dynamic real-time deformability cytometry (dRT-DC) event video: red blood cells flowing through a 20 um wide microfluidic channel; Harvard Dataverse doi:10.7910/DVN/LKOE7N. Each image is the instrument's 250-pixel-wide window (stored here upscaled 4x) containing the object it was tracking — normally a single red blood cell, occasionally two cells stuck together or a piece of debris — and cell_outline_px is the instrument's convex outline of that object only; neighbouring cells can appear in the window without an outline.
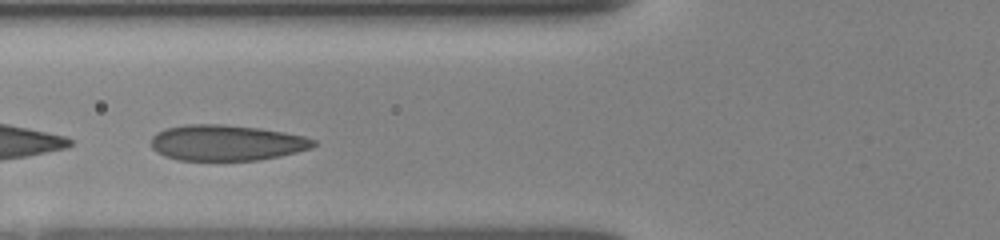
{"species": "human", "species_latin": "Homo sapiens", "temperature_condition": "room temperature", "stored_images_in_passage": 35, "camera_frame_rate_fps": 3000, "um_per_image_px": 0.085, "donor": {"sex": "female"}, "frame": {"image": 1, "passage_image": 11, "time_ms": 3.333, "image_size_px": [1000, 240], "cell_outline_px": [[316, 144], [312, 148], [296, 152], [256, 160], [176, 160], [164, 156], [156, 152], [152, 148], [152, 136], [156, 132], [164, 128], [184, 124], [224, 124], [260, 128], [284, 132], [304, 136], [316, 140]], "centroid_in_image_um": [19.21, 12.12], "position_along_channel_um": 106.6, "area_um2": 33.99}}
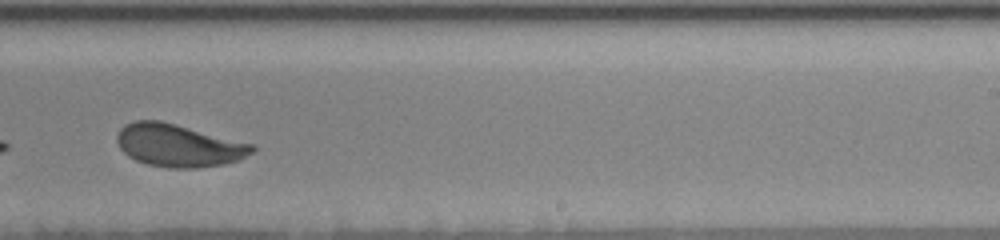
{"frame": {"image": 2, "passage_image": 24, "time_ms": 7.667, "image_size_px": [1000, 240], "cell_outline_px": [[256, 148], [252, 152], [236, 160], [224, 164], [196, 168], [168, 168], [148, 164], [136, 160], [128, 156], [120, 148], [116, 140], [116, 136], [120, 128], [124, 124], [136, 120], [160, 120], [256, 144]], "centroid_in_image_um": [15.17, 12.35], "position_along_channel_um": 273.8, "area_um2": 33.7}}
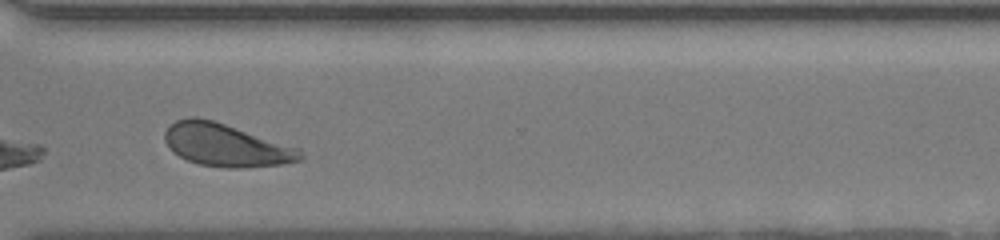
{"frame": {"image": 3, "passage_image": 30, "time_ms": 9.667, "image_size_px": [1000, 240], "cell_outline_px": [[304, 160], [280, 164], [244, 168], [228, 168], [200, 164], [188, 160], [172, 152], [164, 140], [164, 132], [176, 120], [188, 116], [196, 116], [212, 120], [300, 148], [304, 156]], "centroid_in_image_um": [19.21, 12.33], "position_along_channel_um": 351.4, "area_um2": 33.7}, "authors_computed_cell_mechanics": {"area_um2": 33.6974, "velocity_mm_per_s": 3.8671, "shape_relaxation_time_tau1_ms": 3.3195, "shape_relaxation_time_tau2_ms": null, "deformation_change_tau1": 0.1303, "deformation_change_tau2": null}}